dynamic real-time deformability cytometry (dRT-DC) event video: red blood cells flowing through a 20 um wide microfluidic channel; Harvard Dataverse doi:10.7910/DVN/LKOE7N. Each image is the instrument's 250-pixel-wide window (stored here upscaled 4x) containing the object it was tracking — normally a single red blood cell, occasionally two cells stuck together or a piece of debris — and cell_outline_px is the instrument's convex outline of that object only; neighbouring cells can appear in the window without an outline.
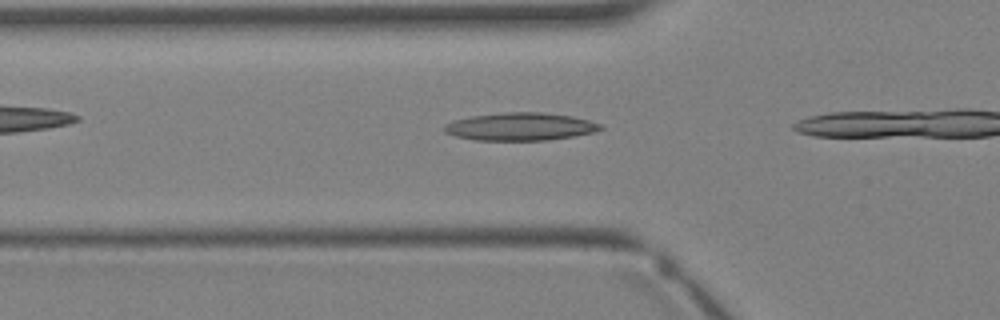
{"species": "Egyptian fruit bat (a non-hibernating species)", "species_latin": "Rousettus aegyptiacus", "temperature_condition": "warm", "stored_images_in_passage": 5, "camera_frame_rate_fps": 3000, "um_per_image_px": 0.085, "animal": {"sex": "female"}, "frame": {"image": 1, "passage_image": 4, "time_ms": 4.333, "image_size_px": [1000, 320], "cell_outline_px": [[604, 128], [592, 132], [572, 136], [548, 140], [476, 140], [456, 136], [444, 132], [444, 124], [452, 120], [472, 116], [504, 112], [540, 112], [572, 116], [604, 124]], "centroid_in_image_um": [44.22, 10.75], "position_along_channel_um": 81.6, "area_um2": 25.26}}